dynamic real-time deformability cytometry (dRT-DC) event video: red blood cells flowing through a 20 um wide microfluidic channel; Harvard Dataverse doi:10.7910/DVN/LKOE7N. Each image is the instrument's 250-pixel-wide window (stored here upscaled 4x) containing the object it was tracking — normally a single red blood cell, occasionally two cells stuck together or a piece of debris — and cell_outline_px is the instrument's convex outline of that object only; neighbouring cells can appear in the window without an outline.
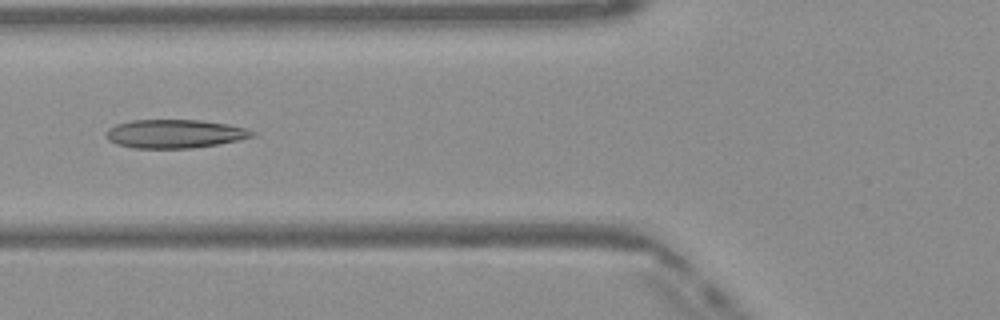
{"species": "Egyptian fruit bat (a non-hibernating species)", "species_latin": "Rousettus aegyptiacus", "temperature_condition": "warm", "stored_images_in_passage": 38, "camera_frame_rate_fps": 3000, "um_per_image_px": 0.085, "frame": {"image": 1, "passage_image": 11, "time_ms": 3.333, "image_size_px": [1000, 320], "cell_outline_px": [[256, 136], [220, 144], [192, 148], [132, 148], [116, 144], [108, 140], [108, 128], [116, 124], [132, 120], [200, 120], [228, 124], [248, 128], [256, 132]], "centroid_in_image_um": [14.91, 11.37], "position_along_channel_um": 110.9, "area_um2": 24.45}}
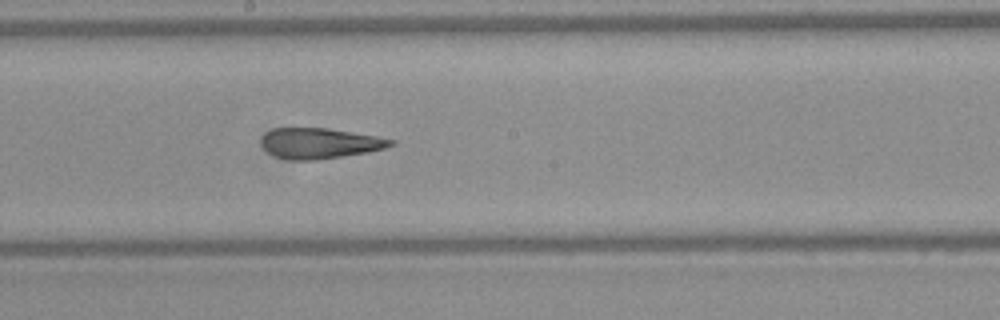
{"frame": {"image": 2, "passage_image": 19, "time_ms": 6.0, "image_size_px": [1000, 320], "cell_outline_px": [[396, 144], [384, 148], [368, 152], [316, 160], [288, 160], [272, 156], [260, 144], [260, 140], [272, 128], [328, 128], [376, 136], [396, 140]], "centroid_in_image_um": [27.16, 12.18], "position_along_channel_um": 221.0, "area_um2": 23.12}}
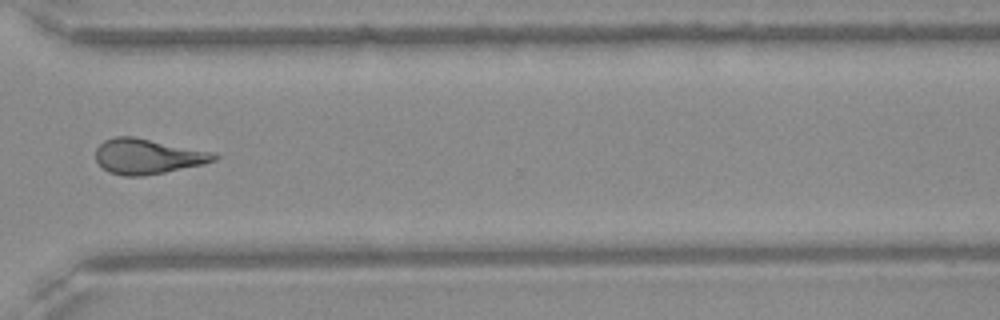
{"frame": {"image": 3, "passage_image": 29, "time_ms": 9.333, "image_size_px": [1000, 320], "cell_outline_px": [[220, 156], [216, 160], [204, 164], [164, 172], [140, 176], [124, 176], [108, 172], [96, 160], [96, 148], [104, 140], [116, 136], [132, 136], [216, 152]], "centroid_in_image_um": [12.58, 13.28], "position_along_channel_um": 358.0, "area_um2": 24.33}, "authors_computed_cell_mechanics": {"area_um2": 24.0737, "velocity_mm_per_s": 4.1103, "shape_relaxation_time_tau1_ms": null, "shape_relaxation_time_tau2_ms": 2.3571, "deformation_change_tau1": null, "deformation_change_tau2": 0.1088}}